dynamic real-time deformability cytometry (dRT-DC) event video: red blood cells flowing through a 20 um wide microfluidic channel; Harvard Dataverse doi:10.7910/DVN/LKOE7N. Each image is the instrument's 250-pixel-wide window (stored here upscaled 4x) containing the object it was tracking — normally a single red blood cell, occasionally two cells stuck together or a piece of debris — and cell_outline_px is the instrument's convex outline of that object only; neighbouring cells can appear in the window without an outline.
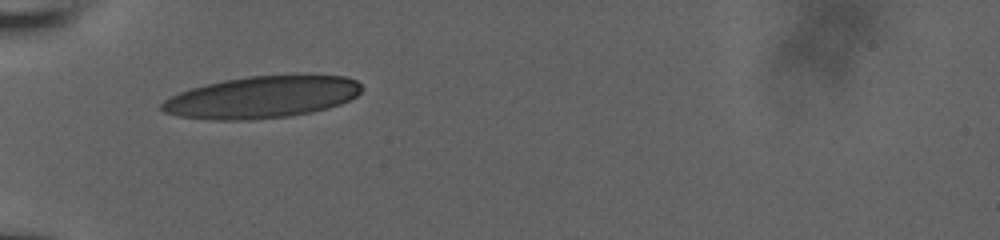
{"species": "human", "species_latin": "Homo sapiens", "temperature_condition": "room temperature", "stored_images_in_passage": 29, "camera_frame_rate_fps": 3000, "um_per_image_px": 0.085, "donor": {"sex": "male"}, "frame": {"image": 1, "passage_image": 1, "time_ms": 0.0, "image_size_px": [1000, 240], "cell_outline_px": [[364, 88], [356, 96], [340, 104], [328, 108], [312, 112], [288, 116], [252, 120], [216, 120], [180, 116], [164, 112], [160, 108], [160, 104], [164, 100], [180, 92], [192, 88], [224, 80], [248, 76], [292, 72], [308, 72], [344, 76], [356, 80]], "centroid_in_image_um": [22.36, 8.21], "position_along_channel_um": 62.6, "area_um2": 50.0}}
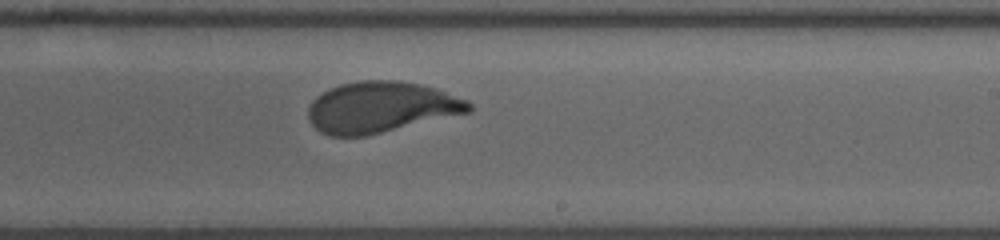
{"frame": {"image": 2, "passage_image": 17, "time_ms": 5.333, "image_size_px": [1000, 240], "cell_outline_px": [[472, 108], [468, 112], [364, 136], [332, 136], [320, 132], [308, 120], [308, 108], [312, 100], [316, 96], [328, 88], [340, 84], [360, 80], [400, 80], [420, 84], [436, 88], [468, 100], [472, 104]], "centroid_in_image_um": [32.34, 9.09], "position_along_channel_um": 256.7, "area_um2": 47.63}}
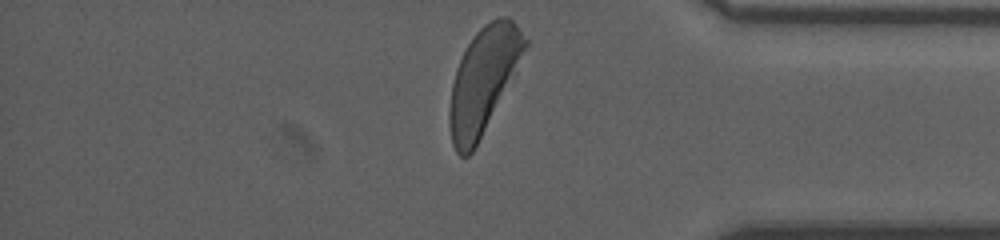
{"frame": {"image": 3, "passage_image": 29, "time_ms": 9.333, "image_size_px": [1000, 240], "cell_outline_px": [[528, 44], [516, 72], [472, 152], [468, 156], [460, 156], [456, 152], [452, 144], [448, 124], [448, 112], [452, 84], [456, 68], [468, 44], [476, 32], [484, 24], [500, 16], [508, 16], [516, 24], [528, 40]], "centroid_in_image_um": [41.07, 6.82], "position_along_channel_um": 394.1, "area_um2": 45.84}, "authors_computed_cell_mechanics": {"area_um2": 47.8584, "velocity_mm_per_s": 3.8042, "shape_relaxation_time_tau1_ms": 2.8487, "shape_relaxation_time_tau2_ms": null, "deformation_change_tau1": 0.1623, "deformation_change_tau2": null}}